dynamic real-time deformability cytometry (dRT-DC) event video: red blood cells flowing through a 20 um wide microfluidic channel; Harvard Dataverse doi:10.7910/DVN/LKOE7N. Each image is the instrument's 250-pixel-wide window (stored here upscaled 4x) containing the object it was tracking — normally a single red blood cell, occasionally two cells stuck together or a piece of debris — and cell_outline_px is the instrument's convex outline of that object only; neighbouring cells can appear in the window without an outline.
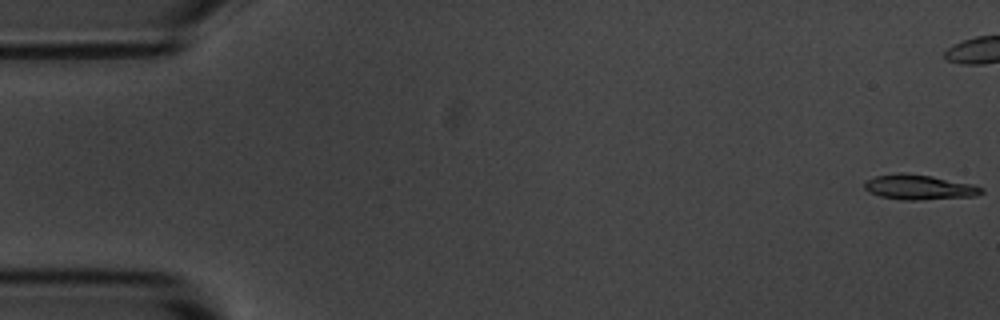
{"species": "common noctule bat (a hibernating species)", "species_latin": "Nyctalus noctula", "temperature_condition": "room temperature", "stored_images_in_passage": 57, "camera_frame_rate_fps": 3000, "um_per_image_px": 0.085, "animal": {"sex": "male", "body_mass_g": 20.1, "forearm_length_mm": 53.5}, "frame": {"image": 1, "passage_image": 1, "time_ms": 0.0, "image_size_px": [1000, 320], "cell_outline_px": [[984, 192], [976, 196], [920, 200], [904, 200], [880, 196], [868, 192], [864, 188], [864, 184], [868, 180], [876, 176], [900, 172], [932, 176], [972, 184], [984, 188]], "centroid_in_image_um": [78.14, 15.91], "position_along_channel_um": 6.9, "area_um2": 16.99}}
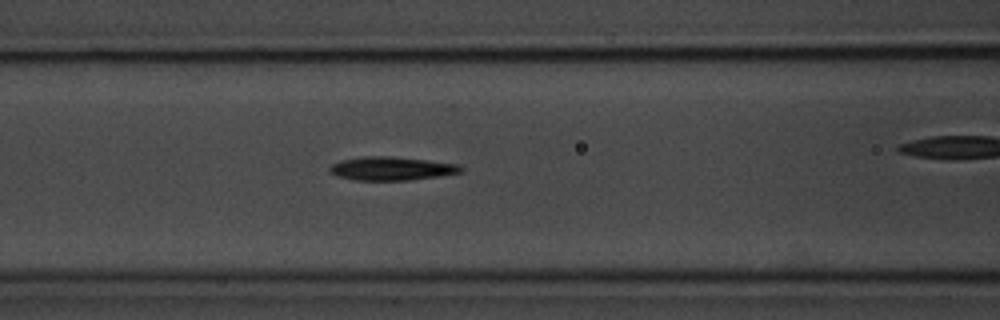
{"frame": {"image": 2, "passage_image": 23, "time_ms": 7.333, "image_size_px": [1000, 320], "cell_outline_px": [[464, 168], [460, 172], [436, 176], [408, 180], [352, 180], [328, 172], [328, 168], [332, 164], [340, 160], [364, 156], [388, 156], [460, 164]], "centroid_in_image_um": [33.23, 14.32], "position_along_channel_um": 133.4, "area_um2": 17.8}}
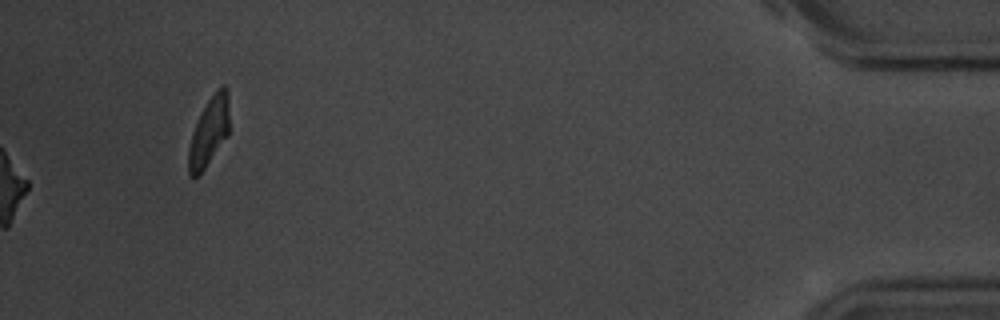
{"frame": {"image": 3, "passage_image": 57, "time_ms": 18.667, "image_size_px": [1000, 320], "cell_outline_px": [[228, 136], [200, 176], [192, 176], [188, 172], [188, 148], [192, 132], [200, 112], [208, 100], [224, 84], [228, 88]], "centroid_in_image_um": [17.75, 11.24], "position_along_channel_um": 417.4, "area_um2": 16.42}, "authors_computed_cell_mechanics": {"area_um2": 17.2244, "velocity_mm_per_s": 3.5895, "shape_relaxation_time_tau1_ms": 2.5519, "shape_relaxation_time_tau2_ms": null, "deformation_change_tau1": 0.1519, "deformation_change_tau2": null}}